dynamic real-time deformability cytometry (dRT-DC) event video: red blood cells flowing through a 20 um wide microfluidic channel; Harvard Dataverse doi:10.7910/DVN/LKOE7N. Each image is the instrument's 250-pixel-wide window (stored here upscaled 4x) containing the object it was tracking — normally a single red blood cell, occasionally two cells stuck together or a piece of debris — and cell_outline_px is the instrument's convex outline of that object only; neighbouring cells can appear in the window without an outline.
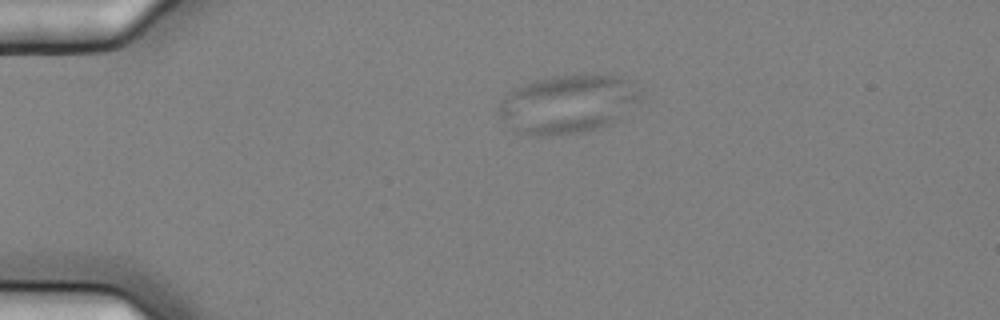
{"species": "common noctule bat (a hibernating species)", "species_latin": "Nyctalus noctula", "temperature_condition": "cold", "stored_images_in_passage": 4, "camera_frame_rate_fps": 3000, "um_per_image_px": 0.085, "animal": {"sex": "female", "body_mass_g": 25.1}, "frame": {"image": 1, "passage_image": 2, "time_ms": 0.333, "image_size_px": [1000, 320], "cell_outline_px": [[640, 100], [612, 124], [580, 132], [556, 136], [528, 136], [512, 132], [496, 112], [496, 108], [504, 96], [512, 88], [536, 80], [552, 76], [620, 76], [628, 80], [640, 92]], "centroid_in_image_um": [48.16, 8.89], "position_along_channel_um": 36.8, "area_um2": 48.49}}